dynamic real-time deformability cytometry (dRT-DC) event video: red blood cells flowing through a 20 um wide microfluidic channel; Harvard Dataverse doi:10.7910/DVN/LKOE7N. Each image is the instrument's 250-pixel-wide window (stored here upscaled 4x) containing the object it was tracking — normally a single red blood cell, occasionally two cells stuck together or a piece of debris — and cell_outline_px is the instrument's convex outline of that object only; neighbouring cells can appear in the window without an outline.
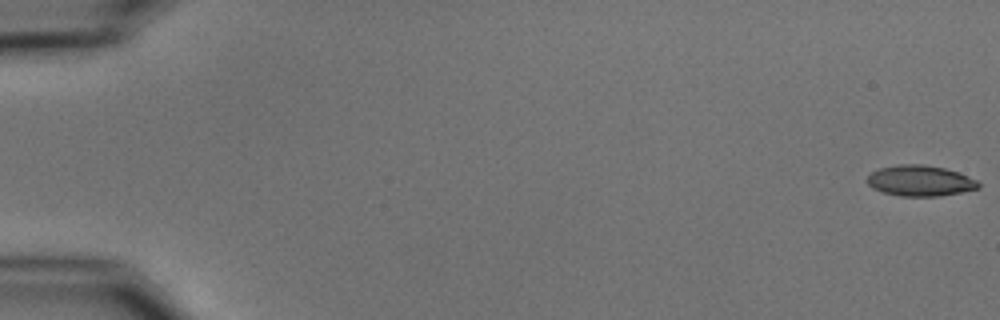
{"species": "common noctule bat (a hibernating species)", "species_latin": "Nyctalus noctula", "temperature_condition": "cold", "stored_images_in_passage": 7, "camera_frame_rate_fps": 3000, "um_per_image_px": 0.085, "animal": {"sex": "male", "body_mass_g": 15.6}, "frame": {"image": 1, "passage_image": 1, "time_ms": 0.0, "image_size_px": [1000, 320], "cell_outline_px": [[980, 188], [940, 196], [900, 196], [884, 192], [872, 188], [868, 184], [868, 176], [872, 172], [880, 168], [900, 164], [920, 164], [944, 168], [968, 176], [976, 180], [980, 184]], "centroid_in_image_um": [78.21, 15.37], "position_along_channel_um": 6.8, "area_um2": 19.71}}
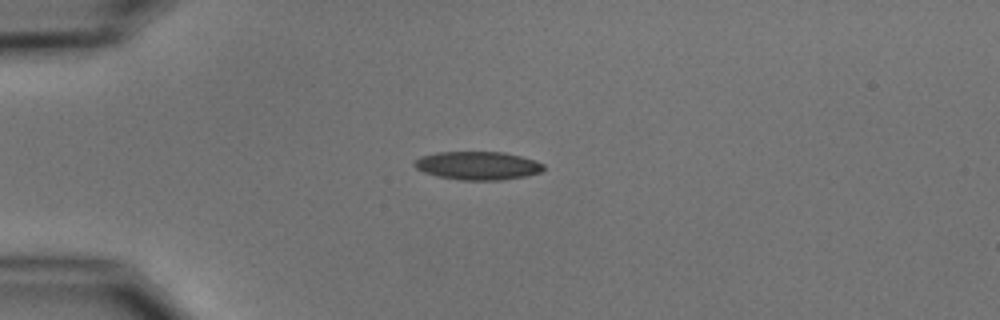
{"frame": {"image": 2, "passage_image": 5, "time_ms": 4.667, "image_size_px": [1000, 320], "cell_outline_px": [[544, 168], [540, 172], [528, 176], [504, 180], [460, 180], [436, 176], [424, 172], [416, 168], [412, 164], [420, 156], [436, 152], [504, 152], [536, 160], [544, 164]], "centroid_in_image_um": [40.61, 14.08], "position_along_channel_um": 44.4, "area_um2": 21.5}}